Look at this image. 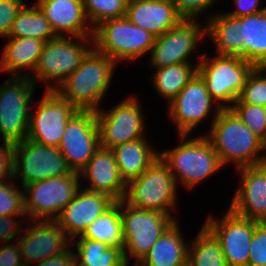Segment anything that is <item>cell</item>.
Masks as SVG:
<instances>
[{"instance_id":"6da1fadb","label":"cell","mask_w":266,"mask_h":266,"mask_svg":"<svg viewBox=\"0 0 266 266\" xmlns=\"http://www.w3.org/2000/svg\"><path fill=\"white\" fill-rule=\"evenodd\" d=\"M202 134L212 144L223 166L234 163L237 169L266 162V145L231 108H222L210 129Z\"/></svg>"},{"instance_id":"7a4b0ae2","label":"cell","mask_w":266,"mask_h":266,"mask_svg":"<svg viewBox=\"0 0 266 266\" xmlns=\"http://www.w3.org/2000/svg\"><path fill=\"white\" fill-rule=\"evenodd\" d=\"M115 67L114 60L93 48L56 91L77 110L97 112L112 85Z\"/></svg>"},{"instance_id":"3957f363","label":"cell","mask_w":266,"mask_h":266,"mask_svg":"<svg viewBox=\"0 0 266 266\" xmlns=\"http://www.w3.org/2000/svg\"><path fill=\"white\" fill-rule=\"evenodd\" d=\"M190 136L178 135L180 144L159 152V157L174 175L177 186H183L189 192L224 167L204 134Z\"/></svg>"},{"instance_id":"277c9868","label":"cell","mask_w":266,"mask_h":266,"mask_svg":"<svg viewBox=\"0 0 266 266\" xmlns=\"http://www.w3.org/2000/svg\"><path fill=\"white\" fill-rule=\"evenodd\" d=\"M93 49L92 37L57 36L45 43L34 72V84H45L44 90H56L72 74Z\"/></svg>"},{"instance_id":"5b68a950","label":"cell","mask_w":266,"mask_h":266,"mask_svg":"<svg viewBox=\"0 0 266 266\" xmlns=\"http://www.w3.org/2000/svg\"><path fill=\"white\" fill-rule=\"evenodd\" d=\"M92 38L97 52L119 64L150 55L156 37L123 16L97 25Z\"/></svg>"},{"instance_id":"8992f818","label":"cell","mask_w":266,"mask_h":266,"mask_svg":"<svg viewBox=\"0 0 266 266\" xmlns=\"http://www.w3.org/2000/svg\"><path fill=\"white\" fill-rule=\"evenodd\" d=\"M120 214L124 239V259L136 266L149 252L159 237L177 220V217L155 210L134 208L120 201Z\"/></svg>"},{"instance_id":"52a82bcc","label":"cell","mask_w":266,"mask_h":266,"mask_svg":"<svg viewBox=\"0 0 266 266\" xmlns=\"http://www.w3.org/2000/svg\"><path fill=\"white\" fill-rule=\"evenodd\" d=\"M174 175L160 157L139 177L129 181L124 201L138 209L155 210L174 215L178 202ZM173 209V210H172Z\"/></svg>"},{"instance_id":"ba28073f","label":"cell","mask_w":266,"mask_h":266,"mask_svg":"<svg viewBox=\"0 0 266 266\" xmlns=\"http://www.w3.org/2000/svg\"><path fill=\"white\" fill-rule=\"evenodd\" d=\"M197 73L205 81L211 97L221 106L230 108L238 99L248 74L255 67L239 56H207L197 54Z\"/></svg>"},{"instance_id":"9c48e42d","label":"cell","mask_w":266,"mask_h":266,"mask_svg":"<svg viewBox=\"0 0 266 266\" xmlns=\"http://www.w3.org/2000/svg\"><path fill=\"white\" fill-rule=\"evenodd\" d=\"M38 89L28 76H10L0 84V141L16 144L27 138L31 101Z\"/></svg>"},{"instance_id":"30bf717a","label":"cell","mask_w":266,"mask_h":266,"mask_svg":"<svg viewBox=\"0 0 266 266\" xmlns=\"http://www.w3.org/2000/svg\"><path fill=\"white\" fill-rule=\"evenodd\" d=\"M80 188L78 172L23 186L28 220H56Z\"/></svg>"},{"instance_id":"8fae6325","label":"cell","mask_w":266,"mask_h":266,"mask_svg":"<svg viewBox=\"0 0 266 266\" xmlns=\"http://www.w3.org/2000/svg\"><path fill=\"white\" fill-rule=\"evenodd\" d=\"M73 173L58 147L41 145L28 138L14 144L13 179H20L21 187Z\"/></svg>"},{"instance_id":"7c38bea8","label":"cell","mask_w":266,"mask_h":266,"mask_svg":"<svg viewBox=\"0 0 266 266\" xmlns=\"http://www.w3.org/2000/svg\"><path fill=\"white\" fill-rule=\"evenodd\" d=\"M167 115L175 125L178 135H192L197 127L213 115L211 124L221 111V106L209 94L205 81L196 73L168 104Z\"/></svg>"},{"instance_id":"4fadbf2b","label":"cell","mask_w":266,"mask_h":266,"mask_svg":"<svg viewBox=\"0 0 266 266\" xmlns=\"http://www.w3.org/2000/svg\"><path fill=\"white\" fill-rule=\"evenodd\" d=\"M132 94L107 110L96 113L100 147L111 149L116 145L146 138L145 116L141 102Z\"/></svg>"},{"instance_id":"5bb4252c","label":"cell","mask_w":266,"mask_h":266,"mask_svg":"<svg viewBox=\"0 0 266 266\" xmlns=\"http://www.w3.org/2000/svg\"><path fill=\"white\" fill-rule=\"evenodd\" d=\"M205 39V21L183 19L178 25L155 38L148 64L150 68H161L178 63H194L191 57L197 53L196 49L199 50L201 41Z\"/></svg>"},{"instance_id":"9a60e30c","label":"cell","mask_w":266,"mask_h":266,"mask_svg":"<svg viewBox=\"0 0 266 266\" xmlns=\"http://www.w3.org/2000/svg\"><path fill=\"white\" fill-rule=\"evenodd\" d=\"M32 105L27 138L41 145L58 147L67 122L78 111L56 90H44ZM34 107V108H33Z\"/></svg>"},{"instance_id":"2e32d148","label":"cell","mask_w":266,"mask_h":266,"mask_svg":"<svg viewBox=\"0 0 266 266\" xmlns=\"http://www.w3.org/2000/svg\"><path fill=\"white\" fill-rule=\"evenodd\" d=\"M223 213L222 218L209 214L204 225L219 240L229 266H248L254 229L261 222L241 217L229 208Z\"/></svg>"},{"instance_id":"e0dca14e","label":"cell","mask_w":266,"mask_h":266,"mask_svg":"<svg viewBox=\"0 0 266 266\" xmlns=\"http://www.w3.org/2000/svg\"><path fill=\"white\" fill-rule=\"evenodd\" d=\"M26 223L17 240L24 265L40 263L71 247V239L56 220H26Z\"/></svg>"},{"instance_id":"ac0fdd59","label":"cell","mask_w":266,"mask_h":266,"mask_svg":"<svg viewBox=\"0 0 266 266\" xmlns=\"http://www.w3.org/2000/svg\"><path fill=\"white\" fill-rule=\"evenodd\" d=\"M58 148L72 170L80 172L100 148L96 113L78 110L67 122Z\"/></svg>"},{"instance_id":"d6986e66","label":"cell","mask_w":266,"mask_h":266,"mask_svg":"<svg viewBox=\"0 0 266 266\" xmlns=\"http://www.w3.org/2000/svg\"><path fill=\"white\" fill-rule=\"evenodd\" d=\"M234 170L240 179L228 208L241 217L266 222V162Z\"/></svg>"},{"instance_id":"ffe728a7","label":"cell","mask_w":266,"mask_h":266,"mask_svg":"<svg viewBox=\"0 0 266 266\" xmlns=\"http://www.w3.org/2000/svg\"><path fill=\"white\" fill-rule=\"evenodd\" d=\"M116 201L104 193L81 187L63 209L56 221L71 239L80 236L86 227L109 209Z\"/></svg>"},{"instance_id":"44dd1931","label":"cell","mask_w":266,"mask_h":266,"mask_svg":"<svg viewBox=\"0 0 266 266\" xmlns=\"http://www.w3.org/2000/svg\"><path fill=\"white\" fill-rule=\"evenodd\" d=\"M81 187L104 193L115 201H121L126 194L127 183L123 180L111 149L100 147L80 170ZM89 185L83 186L84 181ZM88 181V182H87Z\"/></svg>"},{"instance_id":"7402d4cb","label":"cell","mask_w":266,"mask_h":266,"mask_svg":"<svg viewBox=\"0 0 266 266\" xmlns=\"http://www.w3.org/2000/svg\"><path fill=\"white\" fill-rule=\"evenodd\" d=\"M56 36L93 37L82 0H35Z\"/></svg>"},{"instance_id":"603a6c76","label":"cell","mask_w":266,"mask_h":266,"mask_svg":"<svg viewBox=\"0 0 266 266\" xmlns=\"http://www.w3.org/2000/svg\"><path fill=\"white\" fill-rule=\"evenodd\" d=\"M126 17L155 37L163 35L184 18L172 0H133L128 2Z\"/></svg>"},{"instance_id":"cb8c5ba5","label":"cell","mask_w":266,"mask_h":266,"mask_svg":"<svg viewBox=\"0 0 266 266\" xmlns=\"http://www.w3.org/2000/svg\"><path fill=\"white\" fill-rule=\"evenodd\" d=\"M5 40L7 42L2 48L0 72L29 77L38 64L46 42L33 37H7Z\"/></svg>"},{"instance_id":"d4e9b609","label":"cell","mask_w":266,"mask_h":266,"mask_svg":"<svg viewBox=\"0 0 266 266\" xmlns=\"http://www.w3.org/2000/svg\"><path fill=\"white\" fill-rule=\"evenodd\" d=\"M211 12L205 16L206 39L216 49L215 56H239L243 59L242 22L224 12Z\"/></svg>"},{"instance_id":"484cf974","label":"cell","mask_w":266,"mask_h":266,"mask_svg":"<svg viewBox=\"0 0 266 266\" xmlns=\"http://www.w3.org/2000/svg\"><path fill=\"white\" fill-rule=\"evenodd\" d=\"M180 221L171 225L136 266H183L188 260L189 242L182 234Z\"/></svg>"},{"instance_id":"4316f807","label":"cell","mask_w":266,"mask_h":266,"mask_svg":"<svg viewBox=\"0 0 266 266\" xmlns=\"http://www.w3.org/2000/svg\"><path fill=\"white\" fill-rule=\"evenodd\" d=\"M148 138L119 144L111 148L123 180L129 181L139 177L159 157V150L153 147Z\"/></svg>"},{"instance_id":"83f0119b","label":"cell","mask_w":266,"mask_h":266,"mask_svg":"<svg viewBox=\"0 0 266 266\" xmlns=\"http://www.w3.org/2000/svg\"><path fill=\"white\" fill-rule=\"evenodd\" d=\"M198 59L196 63H178L161 68H153L154 72L151 76L152 87L157 94L171 103L186 84L197 73Z\"/></svg>"},{"instance_id":"f1b7e54d","label":"cell","mask_w":266,"mask_h":266,"mask_svg":"<svg viewBox=\"0 0 266 266\" xmlns=\"http://www.w3.org/2000/svg\"><path fill=\"white\" fill-rule=\"evenodd\" d=\"M239 19L244 40L243 59L255 67L266 66V10Z\"/></svg>"},{"instance_id":"f546056e","label":"cell","mask_w":266,"mask_h":266,"mask_svg":"<svg viewBox=\"0 0 266 266\" xmlns=\"http://www.w3.org/2000/svg\"><path fill=\"white\" fill-rule=\"evenodd\" d=\"M71 246L77 251L74 252L77 266H128L119 247H109L100 241L83 237L71 240Z\"/></svg>"},{"instance_id":"4dcf8cb0","label":"cell","mask_w":266,"mask_h":266,"mask_svg":"<svg viewBox=\"0 0 266 266\" xmlns=\"http://www.w3.org/2000/svg\"><path fill=\"white\" fill-rule=\"evenodd\" d=\"M77 237L100 241L109 247H119L124 250L120 201H116Z\"/></svg>"},{"instance_id":"1f68e13d","label":"cell","mask_w":266,"mask_h":266,"mask_svg":"<svg viewBox=\"0 0 266 266\" xmlns=\"http://www.w3.org/2000/svg\"><path fill=\"white\" fill-rule=\"evenodd\" d=\"M29 5L25 3L17 13L8 37H33L45 42L56 38L50 22L36 3L31 2Z\"/></svg>"},{"instance_id":"d6a6232c","label":"cell","mask_w":266,"mask_h":266,"mask_svg":"<svg viewBox=\"0 0 266 266\" xmlns=\"http://www.w3.org/2000/svg\"><path fill=\"white\" fill-rule=\"evenodd\" d=\"M187 263L190 266H229L219 240L204 224L189 242Z\"/></svg>"},{"instance_id":"836d02e7","label":"cell","mask_w":266,"mask_h":266,"mask_svg":"<svg viewBox=\"0 0 266 266\" xmlns=\"http://www.w3.org/2000/svg\"><path fill=\"white\" fill-rule=\"evenodd\" d=\"M87 19L94 29L100 23L126 16L127 0H82Z\"/></svg>"},{"instance_id":"e575fe53","label":"cell","mask_w":266,"mask_h":266,"mask_svg":"<svg viewBox=\"0 0 266 266\" xmlns=\"http://www.w3.org/2000/svg\"><path fill=\"white\" fill-rule=\"evenodd\" d=\"M234 103H246L266 107V69L254 67L248 74L245 84Z\"/></svg>"},{"instance_id":"d590c367","label":"cell","mask_w":266,"mask_h":266,"mask_svg":"<svg viewBox=\"0 0 266 266\" xmlns=\"http://www.w3.org/2000/svg\"><path fill=\"white\" fill-rule=\"evenodd\" d=\"M14 179L0 182V216H27L24 209V190ZM15 184V185H14Z\"/></svg>"},{"instance_id":"8d00e7d4","label":"cell","mask_w":266,"mask_h":266,"mask_svg":"<svg viewBox=\"0 0 266 266\" xmlns=\"http://www.w3.org/2000/svg\"><path fill=\"white\" fill-rule=\"evenodd\" d=\"M230 108L266 145V107L246 103H234Z\"/></svg>"},{"instance_id":"74e56055","label":"cell","mask_w":266,"mask_h":266,"mask_svg":"<svg viewBox=\"0 0 266 266\" xmlns=\"http://www.w3.org/2000/svg\"><path fill=\"white\" fill-rule=\"evenodd\" d=\"M249 250L248 266H266V222L254 229Z\"/></svg>"},{"instance_id":"f35d334b","label":"cell","mask_w":266,"mask_h":266,"mask_svg":"<svg viewBox=\"0 0 266 266\" xmlns=\"http://www.w3.org/2000/svg\"><path fill=\"white\" fill-rule=\"evenodd\" d=\"M220 0H172L178 13L184 19H199L198 17L209 13L213 5ZM211 7V8H210Z\"/></svg>"},{"instance_id":"ab89813d","label":"cell","mask_w":266,"mask_h":266,"mask_svg":"<svg viewBox=\"0 0 266 266\" xmlns=\"http://www.w3.org/2000/svg\"><path fill=\"white\" fill-rule=\"evenodd\" d=\"M25 0H0V37L7 38L17 13Z\"/></svg>"},{"instance_id":"60d3db41","label":"cell","mask_w":266,"mask_h":266,"mask_svg":"<svg viewBox=\"0 0 266 266\" xmlns=\"http://www.w3.org/2000/svg\"><path fill=\"white\" fill-rule=\"evenodd\" d=\"M20 217L21 221L19 220ZM26 220H28L27 216H0V243H11L18 240Z\"/></svg>"},{"instance_id":"b9f144b4","label":"cell","mask_w":266,"mask_h":266,"mask_svg":"<svg viewBox=\"0 0 266 266\" xmlns=\"http://www.w3.org/2000/svg\"><path fill=\"white\" fill-rule=\"evenodd\" d=\"M2 143L0 145V182L13 179L14 144Z\"/></svg>"},{"instance_id":"7bdbcfd3","label":"cell","mask_w":266,"mask_h":266,"mask_svg":"<svg viewBox=\"0 0 266 266\" xmlns=\"http://www.w3.org/2000/svg\"><path fill=\"white\" fill-rule=\"evenodd\" d=\"M24 265L18 242L0 244V266Z\"/></svg>"},{"instance_id":"ee69618b","label":"cell","mask_w":266,"mask_h":266,"mask_svg":"<svg viewBox=\"0 0 266 266\" xmlns=\"http://www.w3.org/2000/svg\"><path fill=\"white\" fill-rule=\"evenodd\" d=\"M233 2L236 6L235 9H232V11L229 12H224L236 18L248 16L266 10V6H262L260 8V6L262 5L261 0H233Z\"/></svg>"},{"instance_id":"f6af8a7d","label":"cell","mask_w":266,"mask_h":266,"mask_svg":"<svg viewBox=\"0 0 266 266\" xmlns=\"http://www.w3.org/2000/svg\"><path fill=\"white\" fill-rule=\"evenodd\" d=\"M74 247L55 257H51L35 264L34 266H77L74 254Z\"/></svg>"}]
</instances>
